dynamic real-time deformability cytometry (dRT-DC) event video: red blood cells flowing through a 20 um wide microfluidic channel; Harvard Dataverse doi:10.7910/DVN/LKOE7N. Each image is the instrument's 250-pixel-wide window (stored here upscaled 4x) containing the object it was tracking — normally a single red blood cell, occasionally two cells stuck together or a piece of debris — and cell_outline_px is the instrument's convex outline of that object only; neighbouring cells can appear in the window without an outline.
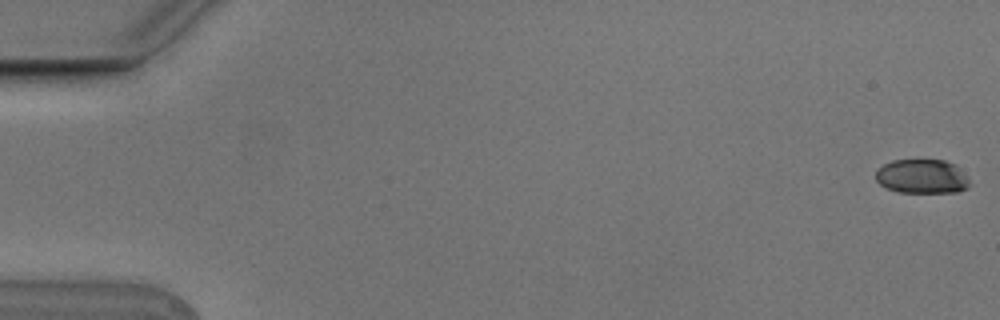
{"species": "Egyptian fruit bat (a non-hibernating species)", "species_latin": "Rousettus aegyptiacus", "temperature_condition": "cold", "stored_images_in_passage": 7, "camera_frame_rate_fps": 3000, "um_per_image_px": 0.085, "animal": {"sex": "male"}, "frame": {"image": 1, "passage_image": 1, "time_ms": 0.0, "image_size_px": [1000, 320], "cell_outline_px": [[972, 184], [968, 188], [956, 192], [900, 192], [888, 188], [880, 184], [876, 180], [876, 168], [892, 160], [944, 160], [956, 164], [968, 176]], "centroid_in_image_um": [78.42, 14.99], "position_along_channel_um": 6.6, "area_um2": 18.96}}